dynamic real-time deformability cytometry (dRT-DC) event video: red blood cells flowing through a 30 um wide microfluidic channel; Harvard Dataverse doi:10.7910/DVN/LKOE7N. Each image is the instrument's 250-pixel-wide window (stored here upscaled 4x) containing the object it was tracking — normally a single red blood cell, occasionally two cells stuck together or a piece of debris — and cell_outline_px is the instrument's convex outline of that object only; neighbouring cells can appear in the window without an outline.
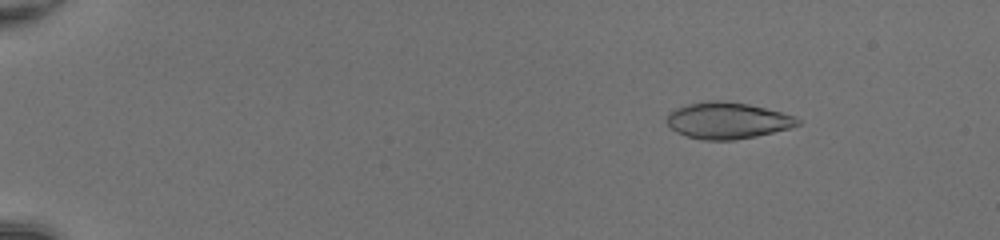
{"species": "common noctule bat (a hibernating species)", "species_latin": "Nyctalus noctula", "temperature_condition": "room temperature", "stored_images_in_passage": 51, "camera_frame_rate_fps": 3000, "um_per_image_px": 0.085, "animal": {"sex": "female", "body_mass_g": 20.0, "forearm_length_mm": 54.0}, "frame": {"image": 1, "passage_image": 8, "time_ms": 2.333, "image_size_px": [1000, 240], "cell_outline_px": [[800, 124], [792, 128], [756, 136], [736, 140], [704, 140], [688, 136], [676, 132], [664, 120], [668, 112], [676, 108], [688, 104], [708, 100], [724, 100], [748, 104], [796, 116], [800, 120]], "centroid_in_image_um": [61.83, 10.24], "position_along_channel_um": 23.2, "area_um2": 27.98}}
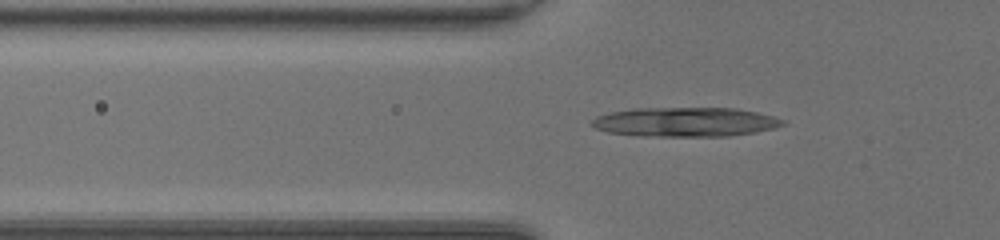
{"frame": {"image": 2, "passage_image": 20, "time_ms": 6.333, "image_size_px": [1000, 240], "cell_outline_px": [[788, 124], [756, 132], [728, 136], [636, 136], [608, 132], [596, 128], [588, 124], [596, 116], [608, 112], [632, 108], [736, 108], [756, 112], [788, 120]], "centroid_in_image_um": [58.23, 10.36], "position_along_channel_um": 67.6, "area_um2": 33.0}}